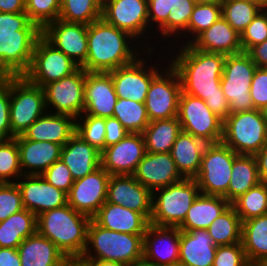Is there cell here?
Segmentation results:
<instances>
[{"instance_id": "55", "label": "cell", "mask_w": 267, "mask_h": 266, "mask_svg": "<svg viewBox=\"0 0 267 266\" xmlns=\"http://www.w3.org/2000/svg\"><path fill=\"white\" fill-rule=\"evenodd\" d=\"M105 127V147H109L118 143L129 134L128 131L118 121V119L114 117L105 118Z\"/></svg>"}, {"instance_id": "60", "label": "cell", "mask_w": 267, "mask_h": 266, "mask_svg": "<svg viewBox=\"0 0 267 266\" xmlns=\"http://www.w3.org/2000/svg\"><path fill=\"white\" fill-rule=\"evenodd\" d=\"M86 266H123L116 261L100 260V259H79Z\"/></svg>"}, {"instance_id": "3", "label": "cell", "mask_w": 267, "mask_h": 266, "mask_svg": "<svg viewBox=\"0 0 267 266\" xmlns=\"http://www.w3.org/2000/svg\"><path fill=\"white\" fill-rule=\"evenodd\" d=\"M41 35L42 30L26 12H0V74L23 76Z\"/></svg>"}, {"instance_id": "23", "label": "cell", "mask_w": 267, "mask_h": 266, "mask_svg": "<svg viewBox=\"0 0 267 266\" xmlns=\"http://www.w3.org/2000/svg\"><path fill=\"white\" fill-rule=\"evenodd\" d=\"M83 115L113 117L118 97L109 72H88L84 84Z\"/></svg>"}, {"instance_id": "19", "label": "cell", "mask_w": 267, "mask_h": 266, "mask_svg": "<svg viewBox=\"0 0 267 266\" xmlns=\"http://www.w3.org/2000/svg\"><path fill=\"white\" fill-rule=\"evenodd\" d=\"M87 32V24L58 19L49 23L42 30V35L81 67L87 59Z\"/></svg>"}, {"instance_id": "40", "label": "cell", "mask_w": 267, "mask_h": 266, "mask_svg": "<svg viewBox=\"0 0 267 266\" xmlns=\"http://www.w3.org/2000/svg\"><path fill=\"white\" fill-rule=\"evenodd\" d=\"M231 205L241 221L267 214V183L260 182L240 195Z\"/></svg>"}, {"instance_id": "29", "label": "cell", "mask_w": 267, "mask_h": 266, "mask_svg": "<svg viewBox=\"0 0 267 266\" xmlns=\"http://www.w3.org/2000/svg\"><path fill=\"white\" fill-rule=\"evenodd\" d=\"M61 160L77 180L101 166V152L75 133L62 147Z\"/></svg>"}, {"instance_id": "17", "label": "cell", "mask_w": 267, "mask_h": 266, "mask_svg": "<svg viewBox=\"0 0 267 266\" xmlns=\"http://www.w3.org/2000/svg\"><path fill=\"white\" fill-rule=\"evenodd\" d=\"M110 175L100 166L83 178L74 180L67 194L68 205L91 219L106 202Z\"/></svg>"}, {"instance_id": "5", "label": "cell", "mask_w": 267, "mask_h": 266, "mask_svg": "<svg viewBox=\"0 0 267 266\" xmlns=\"http://www.w3.org/2000/svg\"><path fill=\"white\" fill-rule=\"evenodd\" d=\"M143 243L144 235L108 230L91 219L87 245L80 259L116 261L123 266H132L143 261Z\"/></svg>"}, {"instance_id": "57", "label": "cell", "mask_w": 267, "mask_h": 266, "mask_svg": "<svg viewBox=\"0 0 267 266\" xmlns=\"http://www.w3.org/2000/svg\"><path fill=\"white\" fill-rule=\"evenodd\" d=\"M0 266H21L17 248H0Z\"/></svg>"}, {"instance_id": "52", "label": "cell", "mask_w": 267, "mask_h": 266, "mask_svg": "<svg viewBox=\"0 0 267 266\" xmlns=\"http://www.w3.org/2000/svg\"><path fill=\"white\" fill-rule=\"evenodd\" d=\"M45 180L67 194L73 185L74 179L67 165L60 159L54 162L48 169L41 174Z\"/></svg>"}, {"instance_id": "39", "label": "cell", "mask_w": 267, "mask_h": 266, "mask_svg": "<svg viewBox=\"0 0 267 266\" xmlns=\"http://www.w3.org/2000/svg\"><path fill=\"white\" fill-rule=\"evenodd\" d=\"M113 117L118 119L128 133H142L150 123L145 103L118 98Z\"/></svg>"}, {"instance_id": "4", "label": "cell", "mask_w": 267, "mask_h": 266, "mask_svg": "<svg viewBox=\"0 0 267 266\" xmlns=\"http://www.w3.org/2000/svg\"><path fill=\"white\" fill-rule=\"evenodd\" d=\"M90 220L67 204L39 214L37 233L54 243L69 260L80 259L87 245Z\"/></svg>"}, {"instance_id": "13", "label": "cell", "mask_w": 267, "mask_h": 266, "mask_svg": "<svg viewBox=\"0 0 267 266\" xmlns=\"http://www.w3.org/2000/svg\"><path fill=\"white\" fill-rule=\"evenodd\" d=\"M102 18L107 23L128 33L136 41L143 39L140 45L142 47L144 41L145 50H153V46L147 44L148 40L151 41L150 37H147L150 36L147 34L151 33L148 0H109L102 6Z\"/></svg>"}, {"instance_id": "24", "label": "cell", "mask_w": 267, "mask_h": 266, "mask_svg": "<svg viewBox=\"0 0 267 266\" xmlns=\"http://www.w3.org/2000/svg\"><path fill=\"white\" fill-rule=\"evenodd\" d=\"M132 176L152 193L184 179L170 153L146 152Z\"/></svg>"}, {"instance_id": "61", "label": "cell", "mask_w": 267, "mask_h": 266, "mask_svg": "<svg viewBox=\"0 0 267 266\" xmlns=\"http://www.w3.org/2000/svg\"><path fill=\"white\" fill-rule=\"evenodd\" d=\"M249 3H252L258 7H260L262 10L267 9V0H242Z\"/></svg>"}, {"instance_id": "32", "label": "cell", "mask_w": 267, "mask_h": 266, "mask_svg": "<svg viewBox=\"0 0 267 266\" xmlns=\"http://www.w3.org/2000/svg\"><path fill=\"white\" fill-rule=\"evenodd\" d=\"M230 205L223 196L200 193L193 201L184 221L178 228L186 232L207 229Z\"/></svg>"}, {"instance_id": "22", "label": "cell", "mask_w": 267, "mask_h": 266, "mask_svg": "<svg viewBox=\"0 0 267 266\" xmlns=\"http://www.w3.org/2000/svg\"><path fill=\"white\" fill-rule=\"evenodd\" d=\"M106 202L142 213L150 221L152 192L132 175H110Z\"/></svg>"}, {"instance_id": "16", "label": "cell", "mask_w": 267, "mask_h": 266, "mask_svg": "<svg viewBox=\"0 0 267 266\" xmlns=\"http://www.w3.org/2000/svg\"><path fill=\"white\" fill-rule=\"evenodd\" d=\"M143 53L132 63L109 71L118 98L144 103L152 79L164 68L148 63ZM160 69V70H159Z\"/></svg>"}, {"instance_id": "35", "label": "cell", "mask_w": 267, "mask_h": 266, "mask_svg": "<svg viewBox=\"0 0 267 266\" xmlns=\"http://www.w3.org/2000/svg\"><path fill=\"white\" fill-rule=\"evenodd\" d=\"M181 132L182 128L178 117L151 121L142 132L146 152L170 153Z\"/></svg>"}, {"instance_id": "67", "label": "cell", "mask_w": 267, "mask_h": 266, "mask_svg": "<svg viewBox=\"0 0 267 266\" xmlns=\"http://www.w3.org/2000/svg\"><path fill=\"white\" fill-rule=\"evenodd\" d=\"M137 266H156V265H152V264L146 263L144 261H140L137 263Z\"/></svg>"}, {"instance_id": "6", "label": "cell", "mask_w": 267, "mask_h": 266, "mask_svg": "<svg viewBox=\"0 0 267 266\" xmlns=\"http://www.w3.org/2000/svg\"><path fill=\"white\" fill-rule=\"evenodd\" d=\"M199 194L200 190L194 178H184L155 190L152 193L150 223L156 226L178 227Z\"/></svg>"}, {"instance_id": "21", "label": "cell", "mask_w": 267, "mask_h": 266, "mask_svg": "<svg viewBox=\"0 0 267 266\" xmlns=\"http://www.w3.org/2000/svg\"><path fill=\"white\" fill-rule=\"evenodd\" d=\"M178 227L149 224L144 234L143 261L156 266H173L179 261Z\"/></svg>"}, {"instance_id": "46", "label": "cell", "mask_w": 267, "mask_h": 266, "mask_svg": "<svg viewBox=\"0 0 267 266\" xmlns=\"http://www.w3.org/2000/svg\"><path fill=\"white\" fill-rule=\"evenodd\" d=\"M60 9L61 0H25V12L41 30L59 19Z\"/></svg>"}, {"instance_id": "53", "label": "cell", "mask_w": 267, "mask_h": 266, "mask_svg": "<svg viewBox=\"0 0 267 266\" xmlns=\"http://www.w3.org/2000/svg\"><path fill=\"white\" fill-rule=\"evenodd\" d=\"M250 95L255 109L262 110L267 106V68L257 67L254 71Z\"/></svg>"}, {"instance_id": "9", "label": "cell", "mask_w": 267, "mask_h": 266, "mask_svg": "<svg viewBox=\"0 0 267 266\" xmlns=\"http://www.w3.org/2000/svg\"><path fill=\"white\" fill-rule=\"evenodd\" d=\"M256 68L247 52L226 55L221 88L229 103L230 114L255 109L250 88Z\"/></svg>"}, {"instance_id": "34", "label": "cell", "mask_w": 267, "mask_h": 266, "mask_svg": "<svg viewBox=\"0 0 267 266\" xmlns=\"http://www.w3.org/2000/svg\"><path fill=\"white\" fill-rule=\"evenodd\" d=\"M37 216L27 209L10 215L0 222V248H17L37 232Z\"/></svg>"}, {"instance_id": "51", "label": "cell", "mask_w": 267, "mask_h": 266, "mask_svg": "<svg viewBox=\"0 0 267 266\" xmlns=\"http://www.w3.org/2000/svg\"><path fill=\"white\" fill-rule=\"evenodd\" d=\"M177 4H196L193 0H148L149 26L159 28ZM157 25V26H156Z\"/></svg>"}, {"instance_id": "49", "label": "cell", "mask_w": 267, "mask_h": 266, "mask_svg": "<svg viewBox=\"0 0 267 266\" xmlns=\"http://www.w3.org/2000/svg\"><path fill=\"white\" fill-rule=\"evenodd\" d=\"M24 209L17 183H0V222Z\"/></svg>"}, {"instance_id": "58", "label": "cell", "mask_w": 267, "mask_h": 266, "mask_svg": "<svg viewBox=\"0 0 267 266\" xmlns=\"http://www.w3.org/2000/svg\"><path fill=\"white\" fill-rule=\"evenodd\" d=\"M254 157L257 162L259 178L261 182L267 183V144Z\"/></svg>"}, {"instance_id": "68", "label": "cell", "mask_w": 267, "mask_h": 266, "mask_svg": "<svg viewBox=\"0 0 267 266\" xmlns=\"http://www.w3.org/2000/svg\"><path fill=\"white\" fill-rule=\"evenodd\" d=\"M102 6L109 0H97Z\"/></svg>"}, {"instance_id": "26", "label": "cell", "mask_w": 267, "mask_h": 266, "mask_svg": "<svg viewBox=\"0 0 267 266\" xmlns=\"http://www.w3.org/2000/svg\"><path fill=\"white\" fill-rule=\"evenodd\" d=\"M76 132V119L46 111L23 134L26 139L64 146Z\"/></svg>"}, {"instance_id": "27", "label": "cell", "mask_w": 267, "mask_h": 266, "mask_svg": "<svg viewBox=\"0 0 267 266\" xmlns=\"http://www.w3.org/2000/svg\"><path fill=\"white\" fill-rule=\"evenodd\" d=\"M92 219L105 229L132 235H144L150 224L142 213L109 202Z\"/></svg>"}, {"instance_id": "30", "label": "cell", "mask_w": 267, "mask_h": 266, "mask_svg": "<svg viewBox=\"0 0 267 266\" xmlns=\"http://www.w3.org/2000/svg\"><path fill=\"white\" fill-rule=\"evenodd\" d=\"M191 45L202 51L225 55L237 54L243 51L240 34L223 17H220L202 32Z\"/></svg>"}, {"instance_id": "45", "label": "cell", "mask_w": 267, "mask_h": 266, "mask_svg": "<svg viewBox=\"0 0 267 266\" xmlns=\"http://www.w3.org/2000/svg\"><path fill=\"white\" fill-rule=\"evenodd\" d=\"M75 133L100 152L105 148V118L81 115L76 119Z\"/></svg>"}, {"instance_id": "18", "label": "cell", "mask_w": 267, "mask_h": 266, "mask_svg": "<svg viewBox=\"0 0 267 266\" xmlns=\"http://www.w3.org/2000/svg\"><path fill=\"white\" fill-rule=\"evenodd\" d=\"M146 153L142 133H129L101 151V167L109 175H133Z\"/></svg>"}, {"instance_id": "38", "label": "cell", "mask_w": 267, "mask_h": 266, "mask_svg": "<svg viewBox=\"0 0 267 266\" xmlns=\"http://www.w3.org/2000/svg\"><path fill=\"white\" fill-rule=\"evenodd\" d=\"M206 230L216 246L240 243L242 221L234 207L230 205Z\"/></svg>"}, {"instance_id": "65", "label": "cell", "mask_w": 267, "mask_h": 266, "mask_svg": "<svg viewBox=\"0 0 267 266\" xmlns=\"http://www.w3.org/2000/svg\"><path fill=\"white\" fill-rule=\"evenodd\" d=\"M262 115H263V118H264V122L266 123V126H267V106L264 107L262 110Z\"/></svg>"}, {"instance_id": "20", "label": "cell", "mask_w": 267, "mask_h": 266, "mask_svg": "<svg viewBox=\"0 0 267 266\" xmlns=\"http://www.w3.org/2000/svg\"><path fill=\"white\" fill-rule=\"evenodd\" d=\"M18 180L24 209L36 216L68 204L67 193L48 183L42 175H22Z\"/></svg>"}, {"instance_id": "37", "label": "cell", "mask_w": 267, "mask_h": 266, "mask_svg": "<svg viewBox=\"0 0 267 266\" xmlns=\"http://www.w3.org/2000/svg\"><path fill=\"white\" fill-rule=\"evenodd\" d=\"M261 182L254 155H237L234 158L231 180L228 187V202L231 204L240 195Z\"/></svg>"}, {"instance_id": "48", "label": "cell", "mask_w": 267, "mask_h": 266, "mask_svg": "<svg viewBox=\"0 0 267 266\" xmlns=\"http://www.w3.org/2000/svg\"><path fill=\"white\" fill-rule=\"evenodd\" d=\"M267 39V9L261 10L240 35L244 52Z\"/></svg>"}, {"instance_id": "69", "label": "cell", "mask_w": 267, "mask_h": 266, "mask_svg": "<svg viewBox=\"0 0 267 266\" xmlns=\"http://www.w3.org/2000/svg\"><path fill=\"white\" fill-rule=\"evenodd\" d=\"M173 266H186V265H183V264H180V263H176Z\"/></svg>"}, {"instance_id": "54", "label": "cell", "mask_w": 267, "mask_h": 266, "mask_svg": "<svg viewBox=\"0 0 267 266\" xmlns=\"http://www.w3.org/2000/svg\"><path fill=\"white\" fill-rule=\"evenodd\" d=\"M0 139H11L10 127V76L0 89Z\"/></svg>"}, {"instance_id": "1", "label": "cell", "mask_w": 267, "mask_h": 266, "mask_svg": "<svg viewBox=\"0 0 267 266\" xmlns=\"http://www.w3.org/2000/svg\"><path fill=\"white\" fill-rule=\"evenodd\" d=\"M179 51L171 56V66L177 71L182 92L205 101L223 121L230 115L229 103L221 88V77L226 55L206 52L191 44L176 46Z\"/></svg>"}, {"instance_id": "7", "label": "cell", "mask_w": 267, "mask_h": 266, "mask_svg": "<svg viewBox=\"0 0 267 266\" xmlns=\"http://www.w3.org/2000/svg\"><path fill=\"white\" fill-rule=\"evenodd\" d=\"M221 141L238 155H256L267 144V126L261 110L230 114L223 121Z\"/></svg>"}, {"instance_id": "36", "label": "cell", "mask_w": 267, "mask_h": 266, "mask_svg": "<svg viewBox=\"0 0 267 266\" xmlns=\"http://www.w3.org/2000/svg\"><path fill=\"white\" fill-rule=\"evenodd\" d=\"M241 243L249 264L267 259V214L242 222Z\"/></svg>"}, {"instance_id": "64", "label": "cell", "mask_w": 267, "mask_h": 266, "mask_svg": "<svg viewBox=\"0 0 267 266\" xmlns=\"http://www.w3.org/2000/svg\"><path fill=\"white\" fill-rule=\"evenodd\" d=\"M8 75L0 74V89L6 84Z\"/></svg>"}, {"instance_id": "63", "label": "cell", "mask_w": 267, "mask_h": 266, "mask_svg": "<svg viewBox=\"0 0 267 266\" xmlns=\"http://www.w3.org/2000/svg\"><path fill=\"white\" fill-rule=\"evenodd\" d=\"M195 3H219L221 4L223 0H193Z\"/></svg>"}, {"instance_id": "62", "label": "cell", "mask_w": 267, "mask_h": 266, "mask_svg": "<svg viewBox=\"0 0 267 266\" xmlns=\"http://www.w3.org/2000/svg\"><path fill=\"white\" fill-rule=\"evenodd\" d=\"M64 266H86V265L79 259H73V260H68Z\"/></svg>"}, {"instance_id": "33", "label": "cell", "mask_w": 267, "mask_h": 266, "mask_svg": "<svg viewBox=\"0 0 267 266\" xmlns=\"http://www.w3.org/2000/svg\"><path fill=\"white\" fill-rule=\"evenodd\" d=\"M207 143L195 136L181 132L170 151L176 167L184 178H195L200 170L202 155Z\"/></svg>"}, {"instance_id": "28", "label": "cell", "mask_w": 267, "mask_h": 266, "mask_svg": "<svg viewBox=\"0 0 267 266\" xmlns=\"http://www.w3.org/2000/svg\"><path fill=\"white\" fill-rule=\"evenodd\" d=\"M217 246L206 229L180 230L179 261L186 266H212Z\"/></svg>"}, {"instance_id": "14", "label": "cell", "mask_w": 267, "mask_h": 266, "mask_svg": "<svg viewBox=\"0 0 267 266\" xmlns=\"http://www.w3.org/2000/svg\"><path fill=\"white\" fill-rule=\"evenodd\" d=\"M152 79L145 99L148 119L163 120L178 116L181 81L170 62Z\"/></svg>"}, {"instance_id": "43", "label": "cell", "mask_w": 267, "mask_h": 266, "mask_svg": "<svg viewBox=\"0 0 267 266\" xmlns=\"http://www.w3.org/2000/svg\"><path fill=\"white\" fill-rule=\"evenodd\" d=\"M222 17L240 35L262 10L260 7L242 0H223Z\"/></svg>"}, {"instance_id": "41", "label": "cell", "mask_w": 267, "mask_h": 266, "mask_svg": "<svg viewBox=\"0 0 267 266\" xmlns=\"http://www.w3.org/2000/svg\"><path fill=\"white\" fill-rule=\"evenodd\" d=\"M102 17L97 0H61L59 19L66 22L91 24Z\"/></svg>"}, {"instance_id": "44", "label": "cell", "mask_w": 267, "mask_h": 266, "mask_svg": "<svg viewBox=\"0 0 267 266\" xmlns=\"http://www.w3.org/2000/svg\"><path fill=\"white\" fill-rule=\"evenodd\" d=\"M22 175L16 139H0V183H16Z\"/></svg>"}, {"instance_id": "47", "label": "cell", "mask_w": 267, "mask_h": 266, "mask_svg": "<svg viewBox=\"0 0 267 266\" xmlns=\"http://www.w3.org/2000/svg\"><path fill=\"white\" fill-rule=\"evenodd\" d=\"M194 6L195 4H177L169 13L167 20L158 29L155 28L161 33L158 36H162V40L165 39V41H169L167 39L174 37L176 34L177 37L183 36L182 34L187 31Z\"/></svg>"}, {"instance_id": "66", "label": "cell", "mask_w": 267, "mask_h": 266, "mask_svg": "<svg viewBox=\"0 0 267 266\" xmlns=\"http://www.w3.org/2000/svg\"><path fill=\"white\" fill-rule=\"evenodd\" d=\"M255 266H267V259L260 260L254 263Z\"/></svg>"}, {"instance_id": "25", "label": "cell", "mask_w": 267, "mask_h": 266, "mask_svg": "<svg viewBox=\"0 0 267 266\" xmlns=\"http://www.w3.org/2000/svg\"><path fill=\"white\" fill-rule=\"evenodd\" d=\"M19 148L20 167L23 175H41L54 162L61 159L62 145L15 137Z\"/></svg>"}, {"instance_id": "50", "label": "cell", "mask_w": 267, "mask_h": 266, "mask_svg": "<svg viewBox=\"0 0 267 266\" xmlns=\"http://www.w3.org/2000/svg\"><path fill=\"white\" fill-rule=\"evenodd\" d=\"M247 261L242 243L217 246L212 266H247Z\"/></svg>"}, {"instance_id": "10", "label": "cell", "mask_w": 267, "mask_h": 266, "mask_svg": "<svg viewBox=\"0 0 267 266\" xmlns=\"http://www.w3.org/2000/svg\"><path fill=\"white\" fill-rule=\"evenodd\" d=\"M237 155L222 141L207 144L202 155L200 170L194 178L200 193L223 196L228 201L232 166Z\"/></svg>"}, {"instance_id": "2", "label": "cell", "mask_w": 267, "mask_h": 266, "mask_svg": "<svg viewBox=\"0 0 267 266\" xmlns=\"http://www.w3.org/2000/svg\"><path fill=\"white\" fill-rule=\"evenodd\" d=\"M87 41V59L81 67L88 72H109L132 63L142 52L148 57L155 52L142 50L133 37L102 17L88 25Z\"/></svg>"}, {"instance_id": "31", "label": "cell", "mask_w": 267, "mask_h": 266, "mask_svg": "<svg viewBox=\"0 0 267 266\" xmlns=\"http://www.w3.org/2000/svg\"><path fill=\"white\" fill-rule=\"evenodd\" d=\"M17 250L21 266H64L69 260L54 243L37 232L24 239Z\"/></svg>"}, {"instance_id": "59", "label": "cell", "mask_w": 267, "mask_h": 266, "mask_svg": "<svg viewBox=\"0 0 267 266\" xmlns=\"http://www.w3.org/2000/svg\"><path fill=\"white\" fill-rule=\"evenodd\" d=\"M0 12H25V0H0Z\"/></svg>"}, {"instance_id": "12", "label": "cell", "mask_w": 267, "mask_h": 266, "mask_svg": "<svg viewBox=\"0 0 267 266\" xmlns=\"http://www.w3.org/2000/svg\"><path fill=\"white\" fill-rule=\"evenodd\" d=\"M177 117L183 132L202 139L207 144L222 140L223 120L199 97L181 91Z\"/></svg>"}, {"instance_id": "42", "label": "cell", "mask_w": 267, "mask_h": 266, "mask_svg": "<svg viewBox=\"0 0 267 266\" xmlns=\"http://www.w3.org/2000/svg\"><path fill=\"white\" fill-rule=\"evenodd\" d=\"M222 17V7L219 3H196L191 18L188 23L187 31L183 34L190 39L184 41L185 45L191 44L202 32L214 24ZM190 33V34H189ZM188 34L190 36H188Z\"/></svg>"}, {"instance_id": "8", "label": "cell", "mask_w": 267, "mask_h": 266, "mask_svg": "<svg viewBox=\"0 0 267 266\" xmlns=\"http://www.w3.org/2000/svg\"><path fill=\"white\" fill-rule=\"evenodd\" d=\"M44 89L24 76H10L11 139L24 132L45 112Z\"/></svg>"}, {"instance_id": "15", "label": "cell", "mask_w": 267, "mask_h": 266, "mask_svg": "<svg viewBox=\"0 0 267 266\" xmlns=\"http://www.w3.org/2000/svg\"><path fill=\"white\" fill-rule=\"evenodd\" d=\"M86 71L80 67L73 74L43 87L47 111L77 119L84 111ZM56 110V111H55Z\"/></svg>"}, {"instance_id": "11", "label": "cell", "mask_w": 267, "mask_h": 266, "mask_svg": "<svg viewBox=\"0 0 267 266\" xmlns=\"http://www.w3.org/2000/svg\"><path fill=\"white\" fill-rule=\"evenodd\" d=\"M79 68L78 64L41 35L36 41L29 69L23 76L32 84L43 88L73 74Z\"/></svg>"}, {"instance_id": "56", "label": "cell", "mask_w": 267, "mask_h": 266, "mask_svg": "<svg viewBox=\"0 0 267 266\" xmlns=\"http://www.w3.org/2000/svg\"><path fill=\"white\" fill-rule=\"evenodd\" d=\"M247 53L257 67L267 68V39L263 43L251 47Z\"/></svg>"}]
</instances>
